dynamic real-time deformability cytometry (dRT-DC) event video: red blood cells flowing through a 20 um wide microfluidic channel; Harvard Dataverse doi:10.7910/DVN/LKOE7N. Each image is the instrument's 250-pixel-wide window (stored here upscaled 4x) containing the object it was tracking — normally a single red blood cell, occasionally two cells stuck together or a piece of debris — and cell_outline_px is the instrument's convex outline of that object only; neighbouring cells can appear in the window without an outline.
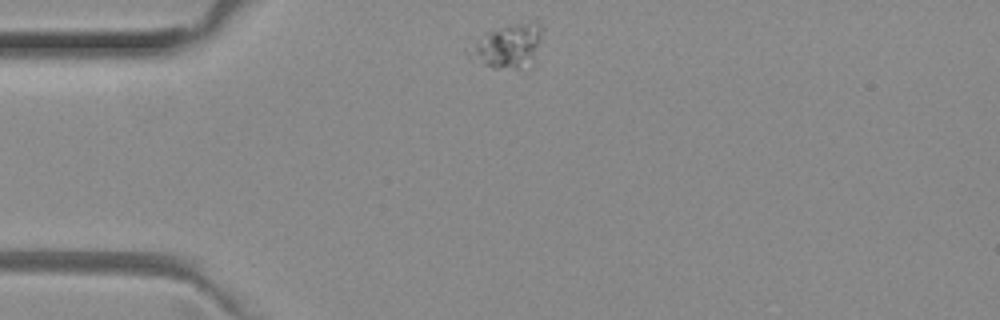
{"species": "common noctule bat (a hibernating species)", "species_latin": "Nyctalus noctula", "temperature_condition": "room temperature", "stored_images_in_passage": 35, "camera_frame_rate_fps": 3000, "um_per_image_px": 0.085, "animal": {"sex": "female", "body_mass_g": 29.2, "forearm_length_mm": 56.3}, "frame": {"image": 1, "passage_image": 1, "time_ms": 0.0, "image_size_px": [1000, 320], "cell_outline_px": [[540, 36], [532, 56], [524, 72], [496, 68], [484, 64], [476, 56], [476, 44], [488, 32], [532, 20], [536, 20], [540, 24]], "centroid_in_image_um": [43.32, 3.94], "position_along_channel_um": 41.7, "area_um2": 16.94}}
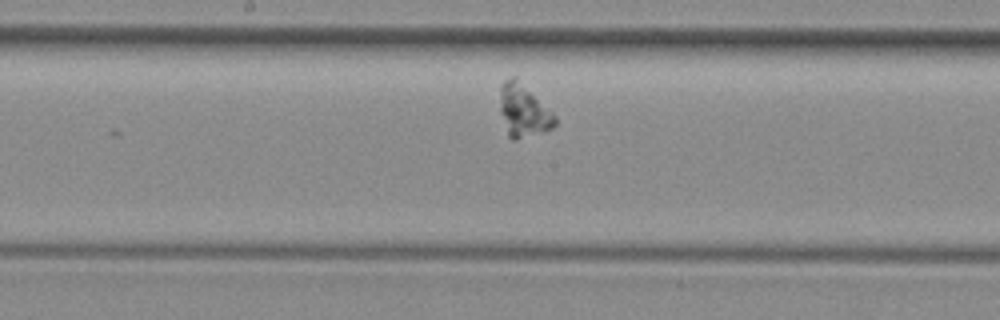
{"frame": {"image": 2, "passage_image": 16, "time_ms": 5.0, "image_size_px": [1000, 320], "cell_outline_px": [[556, 124], [552, 128], [544, 132], [516, 140], [512, 140], [508, 136], [500, 112], [500, 88], [504, 80], [512, 76], [516, 76], [556, 116]], "centroid_in_image_um": [44.48, 9.41], "position_along_channel_um": 203.7, "area_um2": 16.99}}
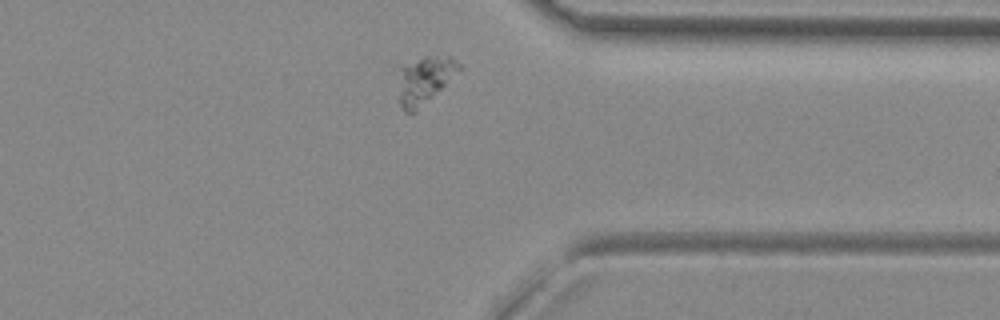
{"frame": {"image": 3, "passage_image": 30, "time_ms": 9.667, "image_size_px": [1000, 320], "cell_outline_px": [[460, 68], [440, 88], [412, 112], [404, 112], [400, 104], [400, 92], [404, 68], [424, 56], [448, 56], [460, 64]], "centroid_in_image_um": [36.13, 6.78], "position_along_channel_um": 375.3, "area_um2": 14.91}}